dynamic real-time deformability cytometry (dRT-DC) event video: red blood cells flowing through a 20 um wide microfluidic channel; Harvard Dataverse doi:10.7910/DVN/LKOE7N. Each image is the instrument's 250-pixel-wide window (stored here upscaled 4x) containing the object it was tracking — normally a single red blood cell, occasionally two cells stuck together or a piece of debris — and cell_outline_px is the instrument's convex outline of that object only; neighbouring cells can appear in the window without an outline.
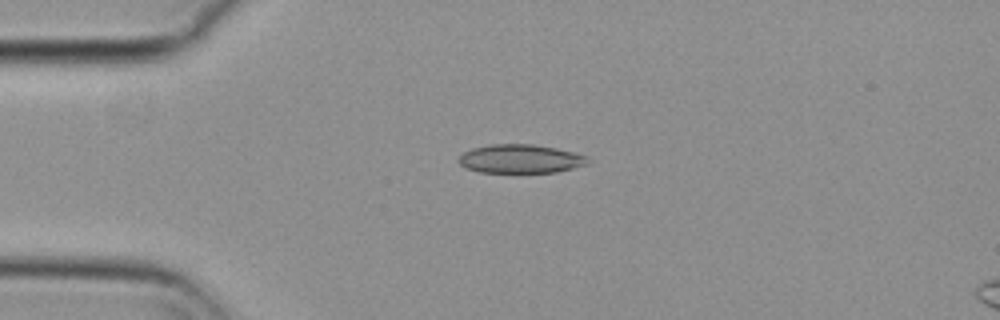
{"species": "common noctule bat (a hibernating species)", "species_latin": "Nyctalus noctula", "temperature_condition": "cold", "stored_images_in_passage": 43, "camera_frame_rate_fps": 3000, "um_per_image_px": 0.085, "animal": {"sex": "female", "body_mass_g": 29.2, "forearm_length_mm": 56.3}, "frame": {"image": 1, "passage_image": 1, "time_ms": 0.0, "image_size_px": [1000, 320], "cell_outline_px": [[588, 164], [556, 172], [480, 172], [464, 168], [456, 160], [464, 152], [472, 148], [488, 144], [532, 144], [556, 148], [572, 152], [584, 156]], "centroid_in_image_um": [44.15, 13.5], "position_along_channel_um": 40.8, "area_um2": 21.44}}
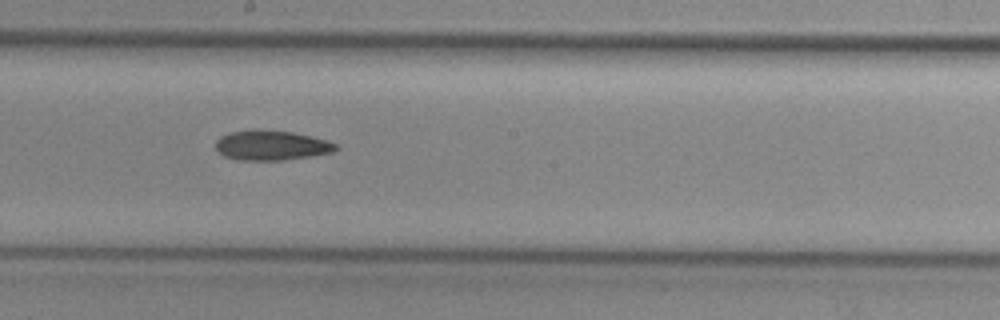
{"frame": {"image": 2, "passage_image": 18, "time_ms": 5.667, "image_size_px": [1000, 320], "cell_outline_px": [[340, 148], [336, 152], [312, 156], [284, 160], [240, 160], [224, 156], [216, 148], [216, 140], [220, 136], [228, 132], [252, 128], [256, 128], [292, 132], [312, 136], [336, 144]], "centroid_in_image_um": [23.07, 12.34], "position_along_channel_um": 225.1, "area_um2": 21.27}}
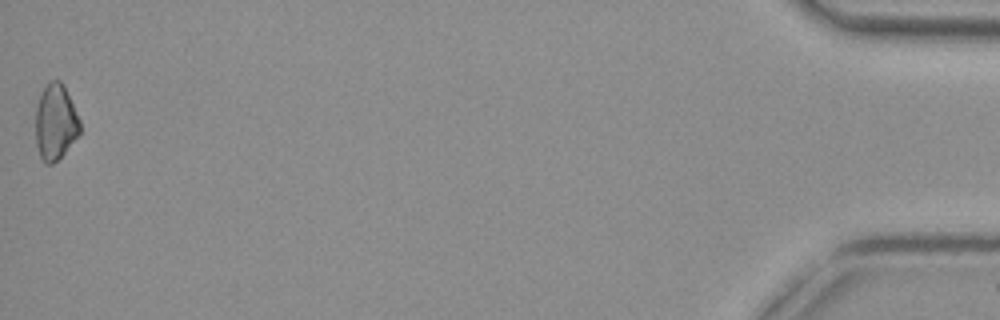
{"frame": {"image": 3, "passage_image": 43, "time_ms": 14.0, "image_size_px": [1000, 320], "cell_outline_px": [[80, 132], [64, 152], [52, 164], [44, 164], [40, 160], [36, 144], [36, 108], [40, 92], [48, 80], [60, 80], [64, 84], [80, 120]], "centroid_in_image_um": [4.69, 10.35], "position_along_channel_um": 430.5, "area_um2": 19.71}}